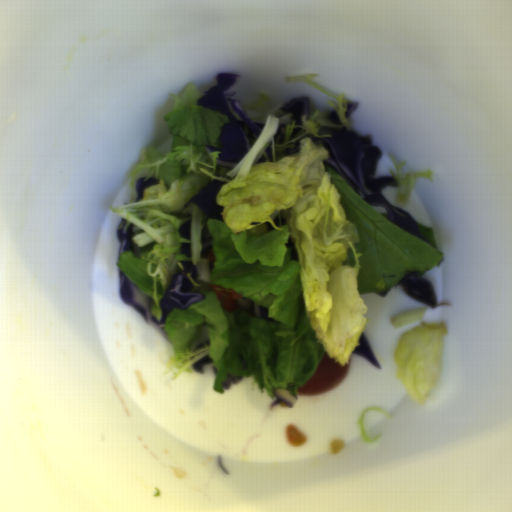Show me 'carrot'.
I'll return each instance as SVG.
<instances>
[{
	"instance_id": "1",
	"label": "carrot",
	"mask_w": 512,
	"mask_h": 512,
	"mask_svg": "<svg viewBox=\"0 0 512 512\" xmlns=\"http://www.w3.org/2000/svg\"><path fill=\"white\" fill-rule=\"evenodd\" d=\"M211 289L217 294L223 309L228 312L240 309V305L235 300L240 299L241 296L232 288L211 283Z\"/></svg>"
},
{
	"instance_id": "2",
	"label": "carrot",
	"mask_w": 512,
	"mask_h": 512,
	"mask_svg": "<svg viewBox=\"0 0 512 512\" xmlns=\"http://www.w3.org/2000/svg\"><path fill=\"white\" fill-rule=\"evenodd\" d=\"M205 256H206L207 260H208V261H210V262H211V263H213V264H214V262H215V261H217V260H216V258H215V255L213 254V252H212V250H211V248H210V249H209V251L205 254Z\"/></svg>"
}]
</instances>
